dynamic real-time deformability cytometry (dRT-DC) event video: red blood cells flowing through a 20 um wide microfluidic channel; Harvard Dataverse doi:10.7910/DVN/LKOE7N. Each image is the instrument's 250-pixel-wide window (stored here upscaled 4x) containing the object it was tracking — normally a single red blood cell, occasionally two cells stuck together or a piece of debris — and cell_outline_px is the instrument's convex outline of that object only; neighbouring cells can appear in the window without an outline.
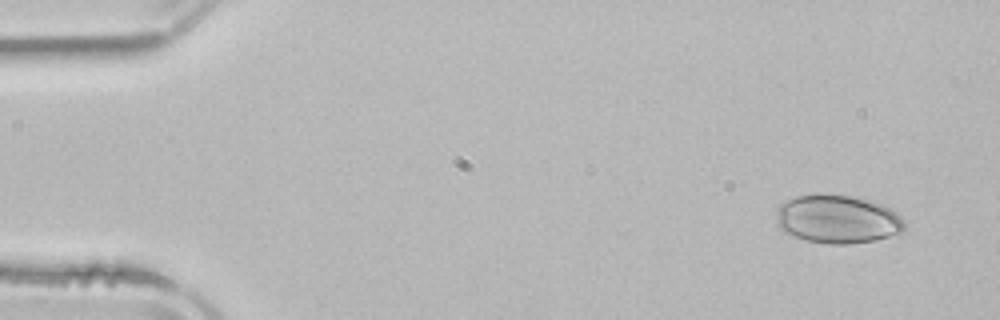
{"species": "common noctule bat (a hibernating species)", "species_latin": "Nyctalus noctula", "temperature_condition": "room temperature", "stored_images_in_passage": 52, "camera_frame_rate_fps": 3000, "um_per_image_px": 0.085, "animal": {"sex": "male", "body_mass_g": 21.5, "forearm_length_mm": 52.0}, "frame": {"image": 1, "passage_image": 4, "time_ms": 1.0, "image_size_px": [1000, 320], "cell_outline_px": [[904, 232], [876, 240], [848, 244], [828, 244], [808, 240], [784, 232], [776, 224], [776, 208], [780, 204], [796, 196], [852, 196], [868, 200], [880, 204], [888, 208], [900, 216], [904, 224]], "centroid_in_image_um": [71.18, 18.66], "position_along_channel_um": 13.8, "area_um2": 35.6}}
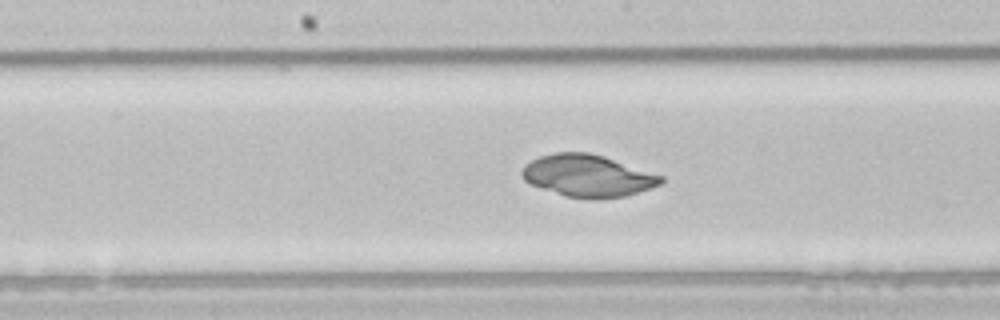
{"frame": {"image": 2, "passage_image": 27, "time_ms": 8.667, "image_size_px": [1000, 320], "cell_outline_px": [[664, 180], [660, 184], [628, 196], [596, 200], [592, 200], [568, 196], [540, 188], [528, 184], [524, 180], [520, 172], [524, 164], [540, 156], [556, 152], [588, 152], [604, 156], [664, 176]], "centroid_in_image_um": [49.95, 14.95], "position_along_channel_um": 198.3, "area_um2": 34.33}}
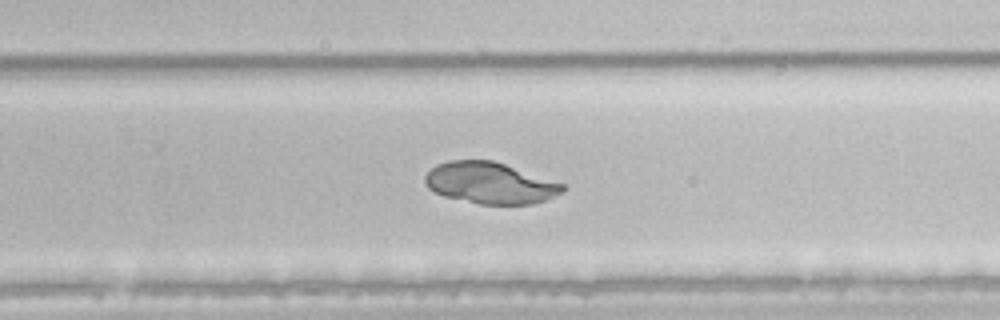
{"frame": {"image": 3, "passage_image": 34, "time_ms": 11.0, "image_size_px": [1000, 320], "cell_outline_px": [[568, 188], [544, 200], [532, 204], [480, 204], [444, 196], [428, 188], [424, 180], [424, 176], [436, 164], [452, 160], [492, 160], [564, 184]], "centroid_in_image_um": [41.63, 15.55], "position_along_channel_um": 288.2, "area_um2": 32.77}}